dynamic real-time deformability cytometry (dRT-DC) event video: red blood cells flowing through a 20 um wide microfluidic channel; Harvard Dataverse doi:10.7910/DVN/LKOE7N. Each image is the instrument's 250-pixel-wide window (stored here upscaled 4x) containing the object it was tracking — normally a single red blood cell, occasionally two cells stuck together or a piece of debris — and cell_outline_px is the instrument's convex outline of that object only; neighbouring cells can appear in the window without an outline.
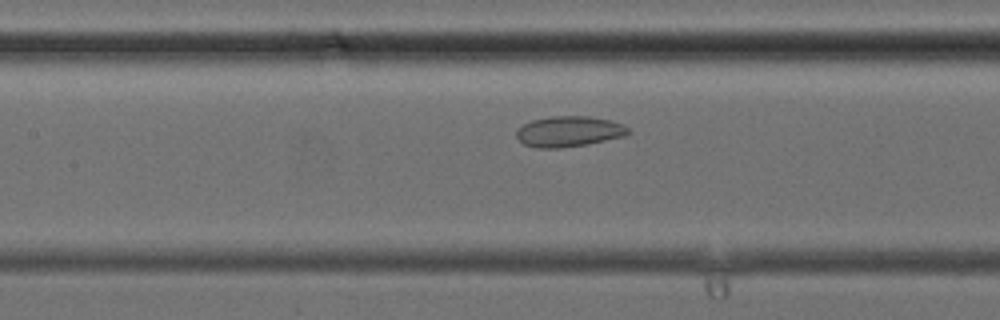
{"species": "common noctule bat (a hibernating species)", "species_latin": "Nyctalus noctula", "temperature_condition": "cold", "stored_images_in_passage": 36, "camera_frame_rate_fps": 3000, "um_per_image_px": 0.085, "animal": {"sex": "female", "body_mass_g": 24.6, "forearm_length_mm": 56.2}, "frame": {"image": 1, "passage_image": 15, "time_ms": 4.667, "image_size_px": [1000, 320], "cell_outline_px": [[632, 132], [624, 136], [588, 144], [560, 148], [536, 148], [524, 144], [516, 136], [516, 132], [524, 124], [532, 120], [552, 116], [588, 116], [612, 120], [624, 124]], "centroid_in_image_um": [48.4, 11.17], "position_along_channel_um": 159.0, "area_um2": 20.0}}
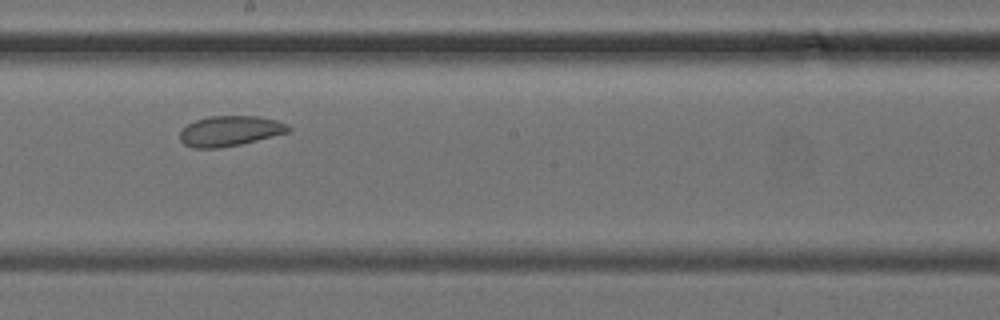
{"frame": {"image": 2, "passage_image": 19, "time_ms": 6.0, "image_size_px": [1000, 320], "cell_outline_px": [[292, 128], [288, 132], [240, 144], [220, 148], [192, 148], [184, 144], [180, 140], [180, 132], [188, 124], [196, 120], [208, 116], [256, 116], [276, 120], [288, 124]], "centroid_in_image_um": [19.53, 11.13], "position_along_channel_um": 228.7, "area_um2": 19.02}}
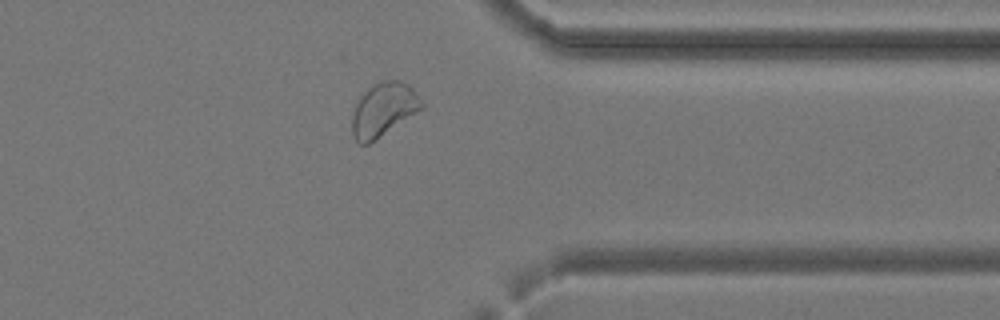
{"frame": {"image": 3, "passage_image": 28, "time_ms": 9.0, "image_size_px": [1000, 320], "cell_outline_px": [[424, 104], [420, 108], [368, 144], [360, 144], [352, 136], [352, 116], [356, 104], [360, 96], [372, 84], [380, 80], [400, 80], [408, 84], [416, 92]], "centroid_in_image_um": [32.55, 9.27], "position_along_channel_um": 378.9, "area_um2": 21.15}}